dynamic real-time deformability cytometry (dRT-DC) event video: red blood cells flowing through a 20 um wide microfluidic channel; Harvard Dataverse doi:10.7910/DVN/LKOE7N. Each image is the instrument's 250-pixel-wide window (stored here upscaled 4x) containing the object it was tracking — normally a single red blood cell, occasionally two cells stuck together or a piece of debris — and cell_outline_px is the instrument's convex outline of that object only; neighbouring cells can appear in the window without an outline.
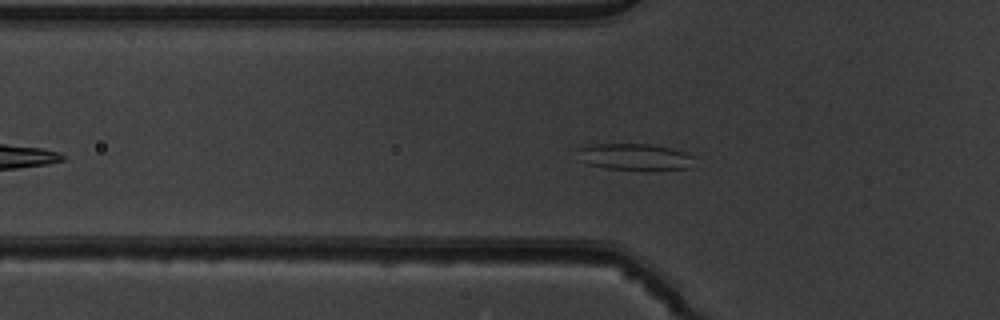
{"species": "common noctule bat (a hibernating species)", "species_latin": "Nyctalus noctula", "temperature_condition": "warm", "stored_images_in_passage": 44, "camera_frame_rate_fps": 3000, "um_per_image_px": 0.085, "animal": {"sex": "male", "body_mass_g": 19.5, "forearm_length_mm": 54.6}, "frame": {"image": 1, "passage_image": 13, "time_ms": 4.0, "image_size_px": [1000, 320], "cell_outline_px": [[692, 168], [604, 168], [588, 164], [576, 160], [580, 148], [596, 144], [648, 144], [668, 148], [684, 152], [692, 156]], "centroid_in_image_um": [53.87, 13.31], "position_along_channel_um": 71.9, "area_um2": 17.28}}
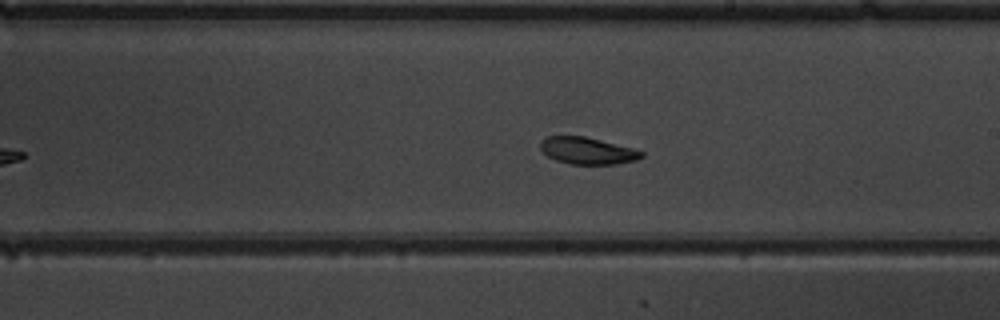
{"frame": {"image": 2, "passage_image": 26, "time_ms": 8.333, "image_size_px": [1000, 320], "cell_outline_px": [[644, 156], [636, 160], [616, 164], [568, 164], [556, 160], [548, 156], [540, 148], [540, 140], [544, 136], [584, 136], [632, 148], [644, 152]], "centroid_in_image_um": [49.9, 12.81], "position_along_channel_um": 239.1, "area_um2": 15.84}}
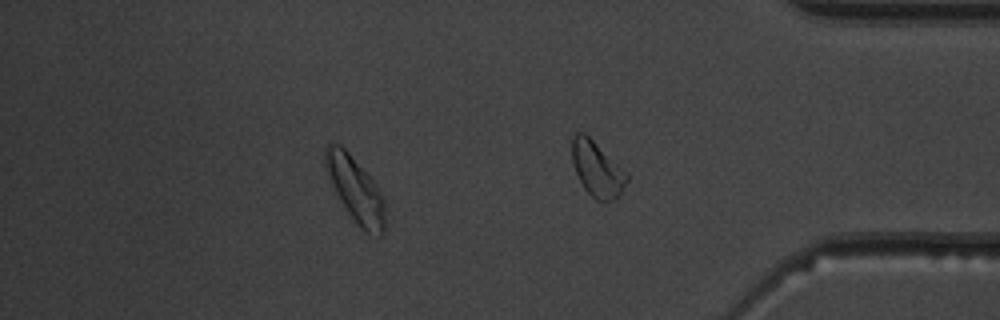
{"frame": {"image": 3, "passage_image": 38, "time_ms": 12.333, "image_size_px": [1000, 320], "cell_outline_px": [[384, 232], [380, 236], [368, 232], [360, 228], [352, 220], [344, 208], [324, 168], [324, 148], [328, 144], [340, 144], [368, 172], [376, 184], [384, 200]], "centroid_in_image_um": [30.19, 16.09], "position_along_channel_um": 405.0, "area_um2": 22.77}, "authors_computed_cell_mechanics": {"area_um2": 17.6001, "velocity_mm_per_s": 3.8698, "shape_relaxation_time_tau1_ms": null, "shape_relaxation_time_tau2_ms": 3.4278, "deformation_change_tau1": null, "deformation_change_tau2": 0.0838}}